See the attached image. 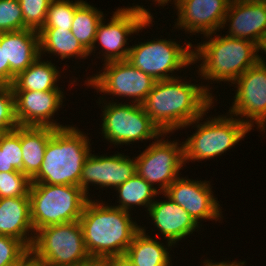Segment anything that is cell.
Returning <instances> with one entry per match:
<instances>
[{
	"mask_svg": "<svg viewBox=\"0 0 266 266\" xmlns=\"http://www.w3.org/2000/svg\"><path fill=\"white\" fill-rule=\"evenodd\" d=\"M182 80L178 76L156 81L142 103L145 112L163 133L184 128L213 107L214 97L209 86Z\"/></svg>",
	"mask_w": 266,
	"mask_h": 266,
	"instance_id": "cell-1",
	"label": "cell"
},
{
	"mask_svg": "<svg viewBox=\"0 0 266 266\" xmlns=\"http://www.w3.org/2000/svg\"><path fill=\"white\" fill-rule=\"evenodd\" d=\"M129 213L114 205L108 206L103 201L87 200L79 222L92 259H106L126 253L135 234L141 229Z\"/></svg>",
	"mask_w": 266,
	"mask_h": 266,
	"instance_id": "cell-2",
	"label": "cell"
},
{
	"mask_svg": "<svg viewBox=\"0 0 266 266\" xmlns=\"http://www.w3.org/2000/svg\"><path fill=\"white\" fill-rule=\"evenodd\" d=\"M88 138L78 127L55 129L45 148L39 172L31 183L80 187L82 167L92 151Z\"/></svg>",
	"mask_w": 266,
	"mask_h": 266,
	"instance_id": "cell-3",
	"label": "cell"
},
{
	"mask_svg": "<svg viewBox=\"0 0 266 266\" xmlns=\"http://www.w3.org/2000/svg\"><path fill=\"white\" fill-rule=\"evenodd\" d=\"M204 36L211 38L193 46V63L202 60L198 65L202 80L233 83L258 62L257 44L250 40L226 35L212 37V33Z\"/></svg>",
	"mask_w": 266,
	"mask_h": 266,
	"instance_id": "cell-4",
	"label": "cell"
},
{
	"mask_svg": "<svg viewBox=\"0 0 266 266\" xmlns=\"http://www.w3.org/2000/svg\"><path fill=\"white\" fill-rule=\"evenodd\" d=\"M34 231L46 226L79 221L90 197L76 185L31 183L29 189Z\"/></svg>",
	"mask_w": 266,
	"mask_h": 266,
	"instance_id": "cell-5",
	"label": "cell"
},
{
	"mask_svg": "<svg viewBox=\"0 0 266 266\" xmlns=\"http://www.w3.org/2000/svg\"><path fill=\"white\" fill-rule=\"evenodd\" d=\"M228 115V117H227ZM218 115L217 117L206 118L205 122L200 123L204 114L193 120L187 126L197 127L196 132L186 139L183 143L184 164L188 161H202L218 157L228 149L235 147L245 135L251 131L250 127L233 115ZM200 123V124H199Z\"/></svg>",
	"mask_w": 266,
	"mask_h": 266,
	"instance_id": "cell-6",
	"label": "cell"
},
{
	"mask_svg": "<svg viewBox=\"0 0 266 266\" xmlns=\"http://www.w3.org/2000/svg\"><path fill=\"white\" fill-rule=\"evenodd\" d=\"M30 255L48 266H78L92 259L86 249L79 221L36 230Z\"/></svg>",
	"mask_w": 266,
	"mask_h": 266,
	"instance_id": "cell-7",
	"label": "cell"
},
{
	"mask_svg": "<svg viewBox=\"0 0 266 266\" xmlns=\"http://www.w3.org/2000/svg\"><path fill=\"white\" fill-rule=\"evenodd\" d=\"M177 43L166 38L139 42L130 46L127 61L156 81L176 78L175 70L193 64V44L187 42L183 47Z\"/></svg>",
	"mask_w": 266,
	"mask_h": 266,
	"instance_id": "cell-8",
	"label": "cell"
},
{
	"mask_svg": "<svg viewBox=\"0 0 266 266\" xmlns=\"http://www.w3.org/2000/svg\"><path fill=\"white\" fill-rule=\"evenodd\" d=\"M103 107L102 134L110 144L128 145L137 141L156 140L164 134L142 104L110 101Z\"/></svg>",
	"mask_w": 266,
	"mask_h": 266,
	"instance_id": "cell-9",
	"label": "cell"
},
{
	"mask_svg": "<svg viewBox=\"0 0 266 266\" xmlns=\"http://www.w3.org/2000/svg\"><path fill=\"white\" fill-rule=\"evenodd\" d=\"M109 23H104V18L99 23L95 35L94 45L88 52L95 51L96 42L101 44L104 62L127 60L130 46L127 44L128 36L138 33L141 29L151 25L154 18L150 11L141 5L120 8L113 12ZM99 41V42H98ZM124 47V48H123Z\"/></svg>",
	"mask_w": 266,
	"mask_h": 266,
	"instance_id": "cell-10",
	"label": "cell"
},
{
	"mask_svg": "<svg viewBox=\"0 0 266 266\" xmlns=\"http://www.w3.org/2000/svg\"><path fill=\"white\" fill-rule=\"evenodd\" d=\"M167 133L161 135L160 139L149 143V146L134 157L136 162V173L146 180L153 188L154 184L159 186L158 192L163 194L167 188L180 176L183 168L184 153L183 144L178 141L162 139ZM181 145V146H180Z\"/></svg>",
	"mask_w": 266,
	"mask_h": 266,
	"instance_id": "cell-11",
	"label": "cell"
},
{
	"mask_svg": "<svg viewBox=\"0 0 266 266\" xmlns=\"http://www.w3.org/2000/svg\"><path fill=\"white\" fill-rule=\"evenodd\" d=\"M258 62L248 68L232 84H237L234 102L228 113L247 124L252 130L254 124L261 131L266 129V62L257 55ZM242 117V118H240ZM247 120H246V119ZM250 118V119H249Z\"/></svg>",
	"mask_w": 266,
	"mask_h": 266,
	"instance_id": "cell-12",
	"label": "cell"
},
{
	"mask_svg": "<svg viewBox=\"0 0 266 266\" xmlns=\"http://www.w3.org/2000/svg\"><path fill=\"white\" fill-rule=\"evenodd\" d=\"M104 64L102 73L85 80L86 86L94 87L97 92L129 97L132 103L142 104L156 83L153 77L135 68L127 60Z\"/></svg>",
	"mask_w": 266,
	"mask_h": 266,
	"instance_id": "cell-13",
	"label": "cell"
},
{
	"mask_svg": "<svg viewBox=\"0 0 266 266\" xmlns=\"http://www.w3.org/2000/svg\"><path fill=\"white\" fill-rule=\"evenodd\" d=\"M185 178L178 177L164 193L188 212L198 224L205 219L220 221L223 216L210 181Z\"/></svg>",
	"mask_w": 266,
	"mask_h": 266,
	"instance_id": "cell-14",
	"label": "cell"
},
{
	"mask_svg": "<svg viewBox=\"0 0 266 266\" xmlns=\"http://www.w3.org/2000/svg\"><path fill=\"white\" fill-rule=\"evenodd\" d=\"M15 118L19 126L63 128L52 117L62 107L63 91H13Z\"/></svg>",
	"mask_w": 266,
	"mask_h": 266,
	"instance_id": "cell-15",
	"label": "cell"
},
{
	"mask_svg": "<svg viewBox=\"0 0 266 266\" xmlns=\"http://www.w3.org/2000/svg\"><path fill=\"white\" fill-rule=\"evenodd\" d=\"M120 153L98 156L90 153L82 167L80 187L89 196V185L116 188L136 174V162ZM88 192V193H87Z\"/></svg>",
	"mask_w": 266,
	"mask_h": 266,
	"instance_id": "cell-16",
	"label": "cell"
},
{
	"mask_svg": "<svg viewBox=\"0 0 266 266\" xmlns=\"http://www.w3.org/2000/svg\"><path fill=\"white\" fill-rule=\"evenodd\" d=\"M231 0H173L177 10L176 28L193 35L217 34L222 27Z\"/></svg>",
	"mask_w": 266,
	"mask_h": 266,
	"instance_id": "cell-17",
	"label": "cell"
},
{
	"mask_svg": "<svg viewBox=\"0 0 266 266\" xmlns=\"http://www.w3.org/2000/svg\"><path fill=\"white\" fill-rule=\"evenodd\" d=\"M227 22L230 26L226 36L258 44L266 34V4L259 0H231L222 29Z\"/></svg>",
	"mask_w": 266,
	"mask_h": 266,
	"instance_id": "cell-18",
	"label": "cell"
},
{
	"mask_svg": "<svg viewBox=\"0 0 266 266\" xmlns=\"http://www.w3.org/2000/svg\"><path fill=\"white\" fill-rule=\"evenodd\" d=\"M163 195L167 197L166 200L157 201L156 199L149 207L148 214L165 240L167 239V242H171L174 246L176 242L190 236L202 225L198 224L188 212L165 193Z\"/></svg>",
	"mask_w": 266,
	"mask_h": 266,
	"instance_id": "cell-19",
	"label": "cell"
},
{
	"mask_svg": "<svg viewBox=\"0 0 266 266\" xmlns=\"http://www.w3.org/2000/svg\"><path fill=\"white\" fill-rule=\"evenodd\" d=\"M0 45H4L5 64L10 65L12 85L15 77L40 57L39 32L22 29L0 33Z\"/></svg>",
	"mask_w": 266,
	"mask_h": 266,
	"instance_id": "cell-20",
	"label": "cell"
},
{
	"mask_svg": "<svg viewBox=\"0 0 266 266\" xmlns=\"http://www.w3.org/2000/svg\"><path fill=\"white\" fill-rule=\"evenodd\" d=\"M32 233L35 234L31 221L30 198H0V235L21 240L30 249L34 239Z\"/></svg>",
	"mask_w": 266,
	"mask_h": 266,
	"instance_id": "cell-21",
	"label": "cell"
},
{
	"mask_svg": "<svg viewBox=\"0 0 266 266\" xmlns=\"http://www.w3.org/2000/svg\"><path fill=\"white\" fill-rule=\"evenodd\" d=\"M55 128L21 126V149L23 173L31 180L38 172L44 159L45 148Z\"/></svg>",
	"mask_w": 266,
	"mask_h": 266,
	"instance_id": "cell-22",
	"label": "cell"
},
{
	"mask_svg": "<svg viewBox=\"0 0 266 266\" xmlns=\"http://www.w3.org/2000/svg\"><path fill=\"white\" fill-rule=\"evenodd\" d=\"M172 245L171 242H168L167 249V246L147 235L145 228L141 227L125 254L135 266H170L172 260L167 250Z\"/></svg>",
	"mask_w": 266,
	"mask_h": 266,
	"instance_id": "cell-23",
	"label": "cell"
},
{
	"mask_svg": "<svg viewBox=\"0 0 266 266\" xmlns=\"http://www.w3.org/2000/svg\"><path fill=\"white\" fill-rule=\"evenodd\" d=\"M40 56L25 71L20 72L12 84L13 91H62L57 86L59 70L51 61Z\"/></svg>",
	"mask_w": 266,
	"mask_h": 266,
	"instance_id": "cell-24",
	"label": "cell"
},
{
	"mask_svg": "<svg viewBox=\"0 0 266 266\" xmlns=\"http://www.w3.org/2000/svg\"><path fill=\"white\" fill-rule=\"evenodd\" d=\"M40 56L47 52L60 57L85 59L89 53L82 47L72 32L67 29H41L39 31Z\"/></svg>",
	"mask_w": 266,
	"mask_h": 266,
	"instance_id": "cell-25",
	"label": "cell"
},
{
	"mask_svg": "<svg viewBox=\"0 0 266 266\" xmlns=\"http://www.w3.org/2000/svg\"><path fill=\"white\" fill-rule=\"evenodd\" d=\"M115 189L119 193V204L114 207L128 212H130L134 205L145 206L148 210L155 201V195L156 197L158 194L160 195L157 189L153 188L137 173Z\"/></svg>",
	"mask_w": 266,
	"mask_h": 266,
	"instance_id": "cell-26",
	"label": "cell"
},
{
	"mask_svg": "<svg viewBox=\"0 0 266 266\" xmlns=\"http://www.w3.org/2000/svg\"><path fill=\"white\" fill-rule=\"evenodd\" d=\"M103 18V12L86 1L75 10L70 31L87 52L94 45L97 28Z\"/></svg>",
	"mask_w": 266,
	"mask_h": 266,
	"instance_id": "cell-27",
	"label": "cell"
},
{
	"mask_svg": "<svg viewBox=\"0 0 266 266\" xmlns=\"http://www.w3.org/2000/svg\"><path fill=\"white\" fill-rule=\"evenodd\" d=\"M21 126L0 135V172H22Z\"/></svg>",
	"mask_w": 266,
	"mask_h": 266,
	"instance_id": "cell-28",
	"label": "cell"
},
{
	"mask_svg": "<svg viewBox=\"0 0 266 266\" xmlns=\"http://www.w3.org/2000/svg\"><path fill=\"white\" fill-rule=\"evenodd\" d=\"M84 2L77 0H52L44 26L42 29H67L71 30L75 10Z\"/></svg>",
	"mask_w": 266,
	"mask_h": 266,
	"instance_id": "cell-29",
	"label": "cell"
},
{
	"mask_svg": "<svg viewBox=\"0 0 266 266\" xmlns=\"http://www.w3.org/2000/svg\"><path fill=\"white\" fill-rule=\"evenodd\" d=\"M52 0H19L23 14V29L40 31L45 24Z\"/></svg>",
	"mask_w": 266,
	"mask_h": 266,
	"instance_id": "cell-30",
	"label": "cell"
},
{
	"mask_svg": "<svg viewBox=\"0 0 266 266\" xmlns=\"http://www.w3.org/2000/svg\"><path fill=\"white\" fill-rule=\"evenodd\" d=\"M30 255V249L11 236L0 235V266H20Z\"/></svg>",
	"mask_w": 266,
	"mask_h": 266,
	"instance_id": "cell-31",
	"label": "cell"
},
{
	"mask_svg": "<svg viewBox=\"0 0 266 266\" xmlns=\"http://www.w3.org/2000/svg\"><path fill=\"white\" fill-rule=\"evenodd\" d=\"M30 185L22 172H0V198L29 197Z\"/></svg>",
	"mask_w": 266,
	"mask_h": 266,
	"instance_id": "cell-32",
	"label": "cell"
},
{
	"mask_svg": "<svg viewBox=\"0 0 266 266\" xmlns=\"http://www.w3.org/2000/svg\"><path fill=\"white\" fill-rule=\"evenodd\" d=\"M17 126L12 85L0 84V135Z\"/></svg>",
	"mask_w": 266,
	"mask_h": 266,
	"instance_id": "cell-33",
	"label": "cell"
},
{
	"mask_svg": "<svg viewBox=\"0 0 266 266\" xmlns=\"http://www.w3.org/2000/svg\"><path fill=\"white\" fill-rule=\"evenodd\" d=\"M23 29L19 0H0V33Z\"/></svg>",
	"mask_w": 266,
	"mask_h": 266,
	"instance_id": "cell-34",
	"label": "cell"
},
{
	"mask_svg": "<svg viewBox=\"0 0 266 266\" xmlns=\"http://www.w3.org/2000/svg\"><path fill=\"white\" fill-rule=\"evenodd\" d=\"M0 84L10 85V65L5 64L4 45H0Z\"/></svg>",
	"mask_w": 266,
	"mask_h": 266,
	"instance_id": "cell-35",
	"label": "cell"
},
{
	"mask_svg": "<svg viewBox=\"0 0 266 266\" xmlns=\"http://www.w3.org/2000/svg\"><path fill=\"white\" fill-rule=\"evenodd\" d=\"M105 260L107 266H135L126 254L108 257Z\"/></svg>",
	"mask_w": 266,
	"mask_h": 266,
	"instance_id": "cell-36",
	"label": "cell"
},
{
	"mask_svg": "<svg viewBox=\"0 0 266 266\" xmlns=\"http://www.w3.org/2000/svg\"><path fill=\"white\" fill-rule=\"evenodd\" d=\"M245 262L246 261H241L239 263L236 262V261H234V262L233 261L232 262L231 261L230 262L229 261L228 262L227 261L226 262L222 261V262H218V263L217 262L216 263H214V262L212 263V260H208V259L206 260L205 259V261L203 262V266H245L244 265Z\"/></svg>",
	"mask_w": 266,
	"mask_h": 266,
	"instance_id": "cell-37",
	"label": "cell"
},
{
	"mask_svg": "<svg viewBox=\"0 0 266 266\" xmlns=\"http://www.w3.org/2000/svg\"><path fill=\"white\" fill-rule=\"evenodd\" d=\"M20 266H48L47 264L34 259L29 255Z\"/></svg>",
	"mask_w": 266,
	"mask_h": 266,
	"instance_id": "cell-38",
	"label": "cell"
},
{
	"mask_svg": "<svg viewBox=\"0 0 266 266\" xmlns=\"http://www.w3.org/2000/svg\"><path fill=\"white\" fill-rule=\"evenodd\" d=\"M78 266H107L105 259H91L83 264Z\"/></svg>",
	"mask_w": 266,
	"mask_h": 266,
	"instance_id": "cell-39",
	"label": "cell"
},
{
	"mask_svg": "<svg viewBox=\"0 0 266 266\" xmlns=\"http://www.w3.org/2000/svg\"><path fill=\"white\" fill-rule=\"evenodd\" d=\"M264 51L266 54V34L260 39V41L257 44V52Z\"/></svg>",
	"mask_w": 266,
	"mask_h": 266,
	"instance_id": "cell-40",
	"label": "cell"
},
{
	"mask_svg": "<svg viewBox=\"0 0 266 266\" xmlns=\"http://www.w3.org/2000/svg\"><path fill=\"white\" fill-rule=\"evenodd\" d=\"M154 2H157L158 5L164 6L165 4L168 5V2H171L172 0H153Z\"/></svg>",
	"mask_w": 266,
	"mask_h": 266,
	"instance_id": "cell-41",
	"label": "cell"
}]
</instances>
